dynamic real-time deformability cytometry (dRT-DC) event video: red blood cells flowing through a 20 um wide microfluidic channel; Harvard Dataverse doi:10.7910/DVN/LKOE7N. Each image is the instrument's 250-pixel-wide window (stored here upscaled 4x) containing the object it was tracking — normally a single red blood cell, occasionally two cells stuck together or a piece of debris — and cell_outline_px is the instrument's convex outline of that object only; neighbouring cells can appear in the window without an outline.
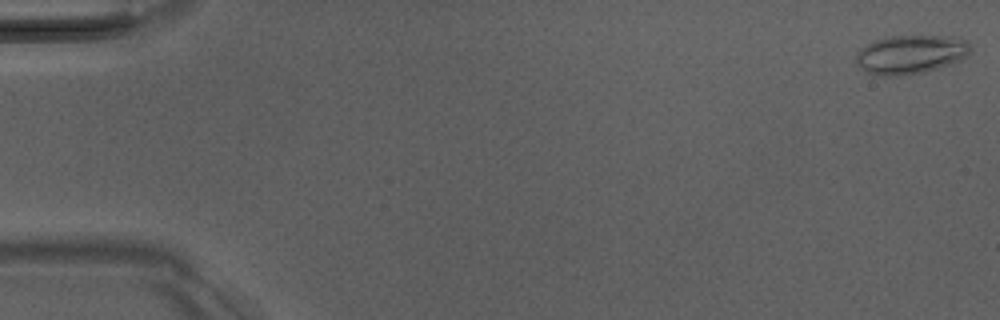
{"species": "Egyptian fruit bat (a non-hibernating species)", "species_latin": "Rousettus aegyptiacus", "temperature_condition": "room temperature", "stored_images_in_passage": 16, "camera_frame_rate_fps": 3000, "um_per_image_px": 0.085, "animal": {"sex": "male"}, "frame": {"image": 1, "passage_image": 1, "time_ms": 0.0, "image_size_px": [1000, 320], "cell_outline_px": [[972, 48], [968, 56], [960, 60], [924, 72], [896, 76], [876, 76], [868, 72], [856, 64], [856, 52], [860, 48], [876, 40], [892, 36], [960, 36], [968, 40]], "centroid_in_image_um": [77.44, 4.61], "position_along_channel_um": 7.6, "area_um2": 26.07}}